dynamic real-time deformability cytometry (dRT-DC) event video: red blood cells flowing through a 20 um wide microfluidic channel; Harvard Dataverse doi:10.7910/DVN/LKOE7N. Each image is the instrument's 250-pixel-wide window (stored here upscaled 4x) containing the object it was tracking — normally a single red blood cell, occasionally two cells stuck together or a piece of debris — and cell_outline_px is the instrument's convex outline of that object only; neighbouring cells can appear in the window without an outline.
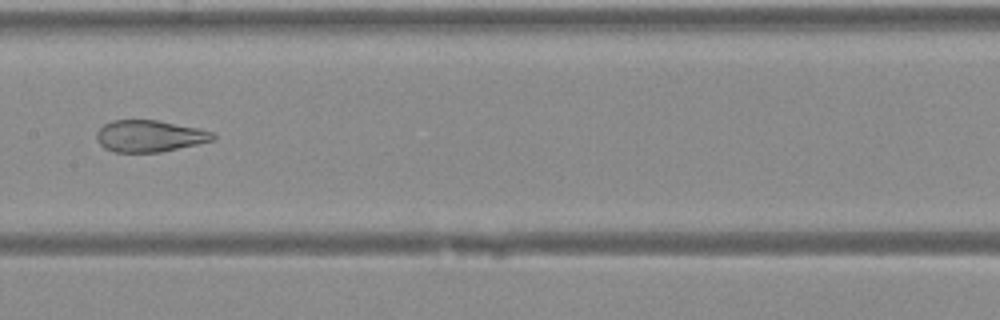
{"species": "Egyptian fruit bat (a non-hibernating species)", "species_latin": "Rousettus aegyptiacus", "temperature_condition": "warm", "stored_images_in_passage": 41, "camera_frame_rate_fps": 3000, "um_per_image_px": 0.085, "animal": {"sex": "female"}, "frame": {"image": 1, "passage_image": 21, "time_ms": 6.667, "image_size_px": [1000, 320], "cell_outline_px": [[216, 136], [212, 140], [196, 144], [160, 152], [112, 152], [104, 148], [96, 140], [96, 132], [104, 124], [112, 120], [156, 120], [196, 128], [212, 132]], "centroid_in_image_um": [12.64, 11.57], "position_along_channel_um": 194.8, "area_um2": 21.27}}
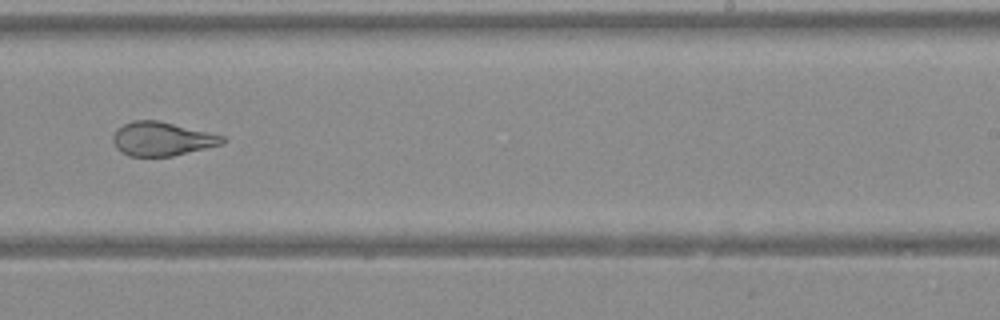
{"frame": {"image": 2, "passage_image": 26, "time_ms": 8.333, "image_size_px": [1000, 320], "cell_outline_px": [[228, 140], [224, 144], [172, 156], [128, 156], [120, 152], [116, 148], [112, 140], [112, 136], [124, 124], [132, 120], [160, 120], [224, 136]], "centroid_in_image_um": [13.78, 11.81], "position_along_channel_um": 275.2, "area_um2": 21.68}}
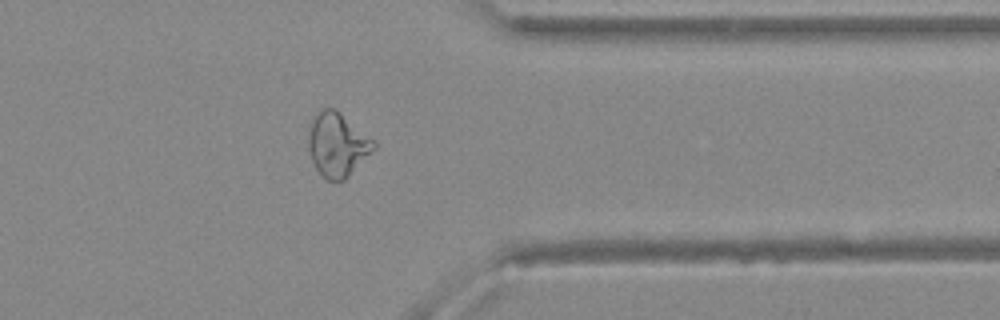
{"frame": {"image": 3, "passage_image": 33, "time_ms": 10.667, "image_size_px": [1000, 320], "cell_outline_px": [[376, 148], [344, 180], [328, 180], [316, 168], [312, 160], [308, 148], [308, 136], [312, 116], [324, 108], [332, 108], [340, 112], [372, 140], [376, 144]], "centroid_in_image_um": [28.65, 12.28], "position_along_channel_um": 382.8, "area_um2": 23.81}}